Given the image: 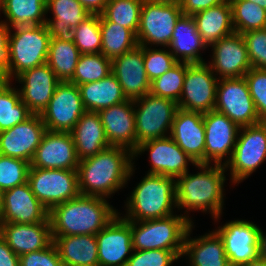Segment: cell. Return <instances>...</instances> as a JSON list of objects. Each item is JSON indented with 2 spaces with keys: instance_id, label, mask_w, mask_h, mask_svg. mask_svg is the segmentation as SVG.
Instances as JSON below:
<instances>
[{
  "instance_id": "11",
  "label": "cell",
  "mask_w": 266,
  "mask_h": 266,
  "mask_svg": "<svg viewBox=\"0 0 266 266\" xmlns=\"http://www.w3.org/2000/svg\"><path fill=\"white\" fill-rule=\"evenodd\" d=\"M214 110L225 114L239 127L262 122L257 114L245 77L218 80Z\"/></svg>"
},
{
  "instance_id": "29",
  "label": "cell",
  "mask_w": 266,
  "mask_h": 266,
  "mask_svg": "<svg viewBox=\"0 0 266 266\" xmlns=\"http://www.w3.org/2000/svg\"><path fill=\"white\" fill-rule=\"evenodd\" d=\"M70 133L79 161L110 147L98 112L86 111Z\"/></svg>"
},
{
  "instance_id": "56",
  "label": "cell",
  "mask_w": 266,
  "mask_h": 266,
  "mask_svg": "<svg viewBox=\"0 0 266 266\" xmlns=\"http://www.w3.org/2000/svg\"><path fill=\"white\" fill-rule=\"evenodd\" d=\"M151 3L179 4L181 0H144Z\"/></svg>"
},
{
  "instance_id": "5",
  "label": "cell",
  "mask_w": 266,
  "mask_h": 266,
  "mask_svg": "<svg viewBox=\"0 0 266 266\" xmlns=\"http://www.w3.org/2000/svg\"><path fill=\"white\" fill-rule=\"evenodd\" d=\"M192 225L182 214L145 221H130L133 250H170L183 252Z\"/></svg>"
},
{
  "instance_id": "16",
  "label": "cell",
  "mask_w": 266,
  "mask_h": 266,
  "mask_svg": "<svg viewBox=\"0 0 266 266\" xmlns=\"http://www.w3.org/2000/svg\"><path fill=\"white\" fill-rule=\"evenodd\" d=\"M145 151L149 152V163L151 161L148 174L177 178L189 170V164L196 165L170 136L140 143L133 152V160Z\"/></svg>"
},
{
  "instance_id": "39",
  "label": "cell",
  "mask_w": 266,
  "mask_h": 266,
  "mask_svg": "<svg viewBox=\"0 0 266 266\" xmlns=\"http://www.w3.org/2000/svg\"><path fill=\"white\" fill-rule=\"evenodd\" d=\"M112 72L111 59L102 53L80 54L75 73L69 81L77 86L96 82Z\"/></svg>"
},
{
  "instance_id": "21",
  "label": "cell",
  "mask_w": 266,
  "mask_h": 266,
  "mask_svg": "<svg viewBox=\"0 0 266 266\" xmlns=\"http://www.w3.org/2000/svg\"><path fill=\"white\" fill-rule=\"evenodd\" d=\"M45 131L41 115L32 114L14 127L0 131V154L31 162Z\"/></svg>"
},
{
  "instance_id": "54",
  "label": "cell",
  "mask_w": 266,
  "mask_h": 266,
  "mask_svg": "<svg viewBox=\"0 0 266 266\" xmlns=\"http://www.w3.org/2000/svg\"><path fill=\"white\" fill-rule=\"evenodd\" d=\"M7 72L0 68V91L10 83Z\"/></svg>"
},
{
  "instance_id": "53",
  "label": "cell",
  "mask_w": 266,
  "mask_h": 266,
  "mask_svg": "<svg viewBox=\"0 0 266 266\" xmlns=\"http://www.w3.org/2000/svg\"><path fill=\"white\" fill-rule=\"evenodd\" d=\"M260 257L266 260V233L260 230L259 235Z\"/></svg>"
},
{
  "instance_id": "58",
  "label": "cell",
  "mask_w": 266,
  "mask_h": 266,
  "mask_svg": "<svg viewBox=\"0 0 266 266\" xmlns=\"http://www.w3.org/2000/svg\"><path fill=\"white\" fill-rule=\"evenodd\" d=\"M1 210H2V192L0 191V216H1Z\"/></svg>"
},
{
  "instance_id": "2",
  "label": "cell",
  "mask_w": 266,
  "mask_h": 266,
  "mask_svg": "<svg viewBox=\"0 0 266 266\" xmlns=\"http://www.w3.org/2000/svg\"><path fill=\"white\" fill-rule=\"evenodd\" d=\"M199 172L187 171L176 178L177 209H186L182 214L192 224L189 212L202 211L211 214L214 221L221 219L224 209V184L227 170L223 165L200 163L195 165ZM190 217V218H189Z\"/></svg>"
},
{
  "instance_id": "57",
  "label": "cell",
  "mask_w": 266,
  "mask_h": 266,
  "mask_svg": "<svg viewBox=\"0 0 266 266\" xmlns=\"http://www.w3.org/2000/svg\"><path fill=\"white\" fill-rule=\"evenodd\" d=\"M247 1L255 3V4L261 6L262 8L266 9V0H247Z\"/></svg>"
},
{
  "instance_id": "38",
  "label": "cell",
  "mask_w": 266,
  "mask_h": 266,
  "mask_svg": "<svg viewBox=\"0 0 266 266\" xmlns=\"http://www.w3.org/2000/svg\"><path fill=\"white\" fill-rule=\"evenodd\" d=\"M236 33L266 28V9L247 0H229Z\"/></svg>"
},
{
  "instance_id": "10",
  "label": "cell",
  "mask_w": 266,
  "mask_h": 266,
  "mask_svg": "<svg viewBox=\"0 0 266 266\" xmlns=\"http://www.w3.org/2000/svg\"><path fill=\"white\" fill-rule=\"evenodd\" d=\"M182 15L180 4L144 1L136 33L138 45L168 48L176 23Z\"/></svg>"
},
{
  "instance_id": "47",
  "label": "cell",
  "mask_w": 266,
  "mask_h": 266,
  "mask_svg": "<svg viewBox=\"0 0 266 266\" xmlns=\"http://www.w3.org/2000/svg\"><path fill=\"white\" fill-rule=\"evenodd\" d=\"M242 36L251 66L266 69V28L247 31Z\"/></svg>"
},
{
  "instance_id": "31",
  "label": "cell",
  "mask_w": 266,
  "mask_h": 266,
  "mask_svg": "<svg viewBox=\"0 0 266 266\" xmlns=\"http://www.w3.org/2000/svg\"><path fill=\"white\" fill-rule=\"evenodd\" d=\"M205 46L211 47L221 38L235 32L229 0L192 15Z\"/></svg>"
},
{
  "instance_id": "45",
  "label": "cell",
  "mask_w": 266,
  "mask_h": 266,
  "mask_svg": "<svg viewBox=\"0 0 266 266\" xmlns=\"http://www.w3.org/2000/svg\"><path fill=\"white\" fill-rule=\"evenodd\" d=\"M183 252L170 250H133L126 266H172L182 257Z\"/></svg>"
},
{
  "instance_id": "17",
  "label": "cell",
  "mask_w": 266,
  "mask_h": 266,
  "mask_svg": "<svg viewBox=\"0 0 266 266\" xmlns=\"http://www.w3.org/2000/svg\"><path fill=\"white\" fill-rule=\"evenodd\" d=\"M95 236L99 266H126L133 252L130 221L118 212Z\"/></svg>"
},
{
  "instance_id": "4",
  "label": "cell",
  "mask_w": 266,
  "mask_h": 266,
  "mask_svg": "<svg viewBox=\"0 0 266 266\" xmlns=\"http://www.w3.org/2000/svg\"><path fill=\"white\" fill-rule=\"evenodd\" d=\"M128 221H145L164 218L174 214L176 203V178L158 174H148L134 187L126 199Z\"/></svg>"
},
{
  "instance_id": "40",
  "label": "cell",
  "mask_w": 266,
  "mask_h": 266,
  "mask_svg": "<svg viewBox=\"0 0 266 266\" xmlns=\"http://www.w3.org/2000/svg\"><path fill=\"white\" fill-rule=\"evenodd\" d=\"M144 0H108L102 15L111 22L138 31L140 13Z\"/></svg>"
},
{
  "instance_id": "12",
  "label": "cell",
  "mask_w": 266,
  "mask_h": 266,
  "mask_svg": "<svg viewBox=\"0 0 266 266\" xmlns=\"http://www.w3.org/2000/svg\"><path fill=\"white\" fill-rule=\"evenodd\" d=\"M218 78L205 63H187L181 97L177 102L178 108L207 113L214 110Z\"/></svg>"
},
{
  "instance_id": "46",
  "label": "cell",
  "mask_w": 266,
  "mask_h": 266,
  "mask_svg": "<svg viewBox=\"0 0 266 266\" xmlns=\"http://www.w3.org/2000/svg\"><path fill=\"white\" fill-rule=\"evenodd\" d=\"M244 77L259 119L266 122V69L252 67Z\"/></svg>"
},
{
  "instance_id": "32",
  "label": "cell",
  "mask_w": 266,
  "mask_h": 266,
  "mask_svg": "<svg viewBox=\"0 0 266 266\" xmlns=\"http://www.w3.org/2000/svg\"><path fill=\"white\" fill-rule=\"evenodd\" d=\"M64 266H99L95 235L52 236Z\"/></svg>"
},
{
  "instance_id": "13",
  "label": "cell",
  "mask_w": 266,
  "mask_h": 266,
  "mask_svg": "<svg viewBox=\"0 0 266 266\" xmlns=\"http://www.w3.org/2000/svg\"><path fill=\"white\" fill-rule=\"evenodd\" d=\"M85 112L79 87L67 81L57 85L41 118L48 131L70 132Z\"/></svg>"
},
{
  "instance_id": "49",
  "label": "cell",
  "mask_w": 266,
  "mask_h": 266,
  "mask_svg": "<svg viewBox=\"0 0 266 266\" xmlns=\"http://www.w3.org/2000/svg\"><path fill=\"white\" fill-rule=\"evenodd\" d=\"M10 29L11 28L1 19L0 21V68L4 69L6 72H8L10 69V48H9Z\"/></svg>"
},
{
  "instance_id": "27",
  "label": "cell",
  "mask_w": 266,
  "mask_h": 266,
  "mask_svg": "<svg viewBox=\"0 0 266 266\" xmlns=\"http://www.w3.org/2000/svg\"><path fill=\"white\" fill-rule=\"evenodd\" d=\"M193 228L194 224L187 231L182 254V257L186 256L188 259V266H231L225 253L223 239L219 234L213 230L191 238Z\"/></svg>"
},
{
  "instance_id": "25",
  "label": "cell",
  "mask_w": 266,
  "mask_h": 266,
  "mask_svg": "<svg viewBox=\"0 0 266 266\" xmlns=\"http://www.w3.org/2000/svg\"><path fill=\"white\" fill-rule=\"evenodd\" d=\"M170 137L196 164L205 163L203 113L178 108Z\"/></svg>"
},
{
  "instance_id": "52",
  "label": "cell",
  "mask_w": 266,
  "mask_h": 266,
  "mask_svg": "<svg viewBox=\"0 0 266 266\" xmlns=\"http://www.w3.org/2000/svg\"><path fill=\"white\" fill-rule=\"evenodd\" d=\"M82 6L90 13L101 15L106 7L108 0H78Z\"/></svg>"
},
{
  "instance_id": "15",
  "label": "cell",
  "mask_w": 266,
  "mask_h": 266,
  "mask_svg": "<svg viewBox=\"0 0 266 266\" xmlns=\"http://www.w3.org/2000/svg\"><path fill=\"white\" fill-rule=\"evenodd\" d=\"M205 164L225 166L230 160L240 127L225 114L211 110L203 114ZM223 161V162H222Z\"/></svg>"
},
{
  "instance_id": "6",
  "label": "cell",
  "mask_w": 266,
  "mask_h": 266,
  "mask_svg": "<svg viewBox=\"0 0 266 266\" xmlns=\"http://www.w3.org/2000/svg\"><path fill=\"white\" fill-rule=\"evenodd\" d=\"M11 29L10 69L7 74L13 82L23 72L47 63L51 37L47 24L17 26Z\"/></svg>"
},
{
  "instance_id": "36",
  "label": "cell",
  "mask_w": 266,
  "mask_h": 266,
  "mask_svg": "<svg viewBox=\"0 0 266 266\" xmlns=\"http://www.w3.org/2000/svg\"><path fill=\"white\" fill-rule=\"evenodd\" d=\"M79 57L80 52L75 43L50 40L47 64L61 82L72 79Z\"/></svg>"
},
{
  "instance_id": "35",
  "label": "cell",
  "mask_w": 266,
  "mask_h": 266,
  "mask_svg": "<svg viewBox=\"0 0 266 266\" xmlns=\"http://www.w3.org/2000/svg\"><path fill=\"white\" fill-rule=\"evenodd\" d=\"M100 30L102 34L101 53L111 60L138 46L137 36L133 31L108 21L102 14L100 15Z\"/></svg>"
},
{
  "instance_id": "37",
  "label": "cell",
  "mask_w": 266,
  "mask_h": 266,
  "mask_svg": "<svg viewBox=\"0 0 266 266\" xmlns=\"http://www.w3.org/2000/svg\"><path fill=\"white\" fill-rule=\"evenodd\" d=\"M11 84L0 91V131L12 128L32 115L22 102L18 87Z\"/></svg>"
},
{
  "instance_id": "51",
  "label": "cell",
  "mask_w": 266,
  "mask_h": 266,
  "mask_svg": "<svg viewBox=\"0 0 266 266\" xmlns=\"http://www.w3.org/2000/svg\"><path fill=\"white\" fill-rule=\"evenodd\" d=\"M0 266H19V256L8 246L0 236Z\"/></svg>"
},
{
  "instance_id": "33",
  "label": "cell",
  "mask_w": 266,
  "mask_h": 266,
  "mask_svg": "<svg viewBox=\"0 0 266 266\" xmlns=\"http://www.w3.org/2000/svg\"><path fill=\"white\" fill-rule=\"evenodd\" d=\"M78 87L86 111L99 112L127 100L120 83L112 72L101 80Z\"/></svg>"
},
{
  "instance_id": "24",
  "label": "cell",
  "mask_w": 266,
  "mask_h": 266,
  "mask_svg": "<svg viewBox=\"0 0 266 266\" xmlns=\"http://www.w3.org/2000/svg\"><path fill=\"white\" fill-rule=\"evenodd\" d=\"M101 122L110 146L136 150L134 102L126 101L100 110Z\"/></svg>"
},
{
  "instance_id": "9",
  "label": "cell",
  "mask_w": 266,
  "mask_h": 266,
  "mask_svg": "<svg viewBox=\"0 0 266 266\" xmlns=\"http://www.w3.org/2000/svg\"><path fill=\"white\" fill-rule=\"evenodd\" d=\"M27 182L48 211L80 195L77 170L30 167Z\"/></svg>"
},
{
  "instance_id": "1",
  "label": "cell",
  "mask_w": 266,
  "mask_h": 266,
  "mask_svg": "<svg viewBox=\"0 0 266 266\" xmlns=\"http://www.w3.org/2000/svg\"><path fill=\"white\" fill-rule=\"evenodd\" d=\"M134 164L130 150L114 146L79 161L80 194L110 198L130 181L136 170Z\"/></svg>"
},
{
  "instance_id": "42",
  "label": "cell",
  "mask_w": 266,
  "mask_h": 266,
  "mask_svg": "<svg viewBox=\"0 0 266 266\" xmlns=\"http://www.w3.org/2000/svg\"><path fill=\"white\" fill-rule=\"evenodd\" d=\"M73 30L75 32L74 43L80 54L101 53L100 15L91 14Z\"/></svg>"
},
{
  "instance_id": "14",
  "label": "cell",
  "mask_w": 266,
  "mask_h": 266,
  "mask_svg": "<svg viewBox=\"0 0 266 266\" xmlns=\"http://www.w3.org/2000/svg\"><path fill=\"white\" fill-rule=\"evenodd\" d=\"M261 228L250 220H232L215 231L223 239L225 253L231 266H240L260 257Z\"/></svg>"
},
{
  "instance_id": "34",
  "label": "cell",
  "mask_w": 266,
  "mask_h": 266,
  "mask_svg": "<svg viewBox=\"0 0 266 266\" xmlns=\"http://www.w3.org/2000/svg\"><path fill=\"white\" fill-rule=\"evenodd\" d=\"M46 10V0H0L3 21L10 28L46 24Z\"/></svg>"
},
{
  "instance_id": "55",
  "label": "cell",
  "mask_w": 266,
  "mask_h": 266,
  "mask_svg": "<svg viewBox=\"0 0 266 266\" xmlns=\"http://www.w3.org/2000/svg\"><path fill=\"white\" fill-rule=\"evenodd\" d=\"M240 266H266V260L259 257L255 260L248 262V263L241 264Z\"/></svg>"
},
{
  "instance_id": "50",
  "label": "cell",
  "mask_w": 266,
  "mask_h": 266,
  "mask_svg": "<svg viewBox=\"0 0 266 266\" xmlns=\"http://www.w3.org/2000/svg\"><path fill=\"white\" fill-rule=\"evenodd\" d=\"M227 1L228 0H181L179 4L183 15L192 16L199 11L223 4Z\"/></svg>"
},
{
  "instance_id": "44",
  "label": "cell",
  "mask_w": 266,
  "mask_h": 266,
  "mask_svg": "<svg viewBox=\"0 0 266 266\" xmlns=\"http://www.w3.org/2000/svg\"><path fill=\"white\" fill-rule=\"evenodd\" d=\"M143 59L148 79L153 81L172 68L178 61L174 58L169 48H152L143 46Z\"/></svg>"
},
{
  "instance_id": "23",
  "label": "cell",
  "mask_w": 266,
  "mask_h": 266,
  "mask_svg": "<svg viewBox=\"0 0 266 266\" xmlns=\"http://www.w3.org/2000/svg\"><path fill=\"white\" fill-rule=\"evenodd\" d=\"M112 73L121 85L124 96L135 100L150 93L151 82L145 71L143 46L111 60Z\"/></svg>"
},
{
  "instance_id": "3",
  "label": "cell",
  "mask_w": 266,
  "mask_h": 266,
  "mask_svg": "<svg viewBox=\"0 0 266 266\" xmlns=\"http://www.w3.org/2000/svg\"><path fill=\"white\" fill-rule=\"evenodd\" d=\"M117 214L108 199L80 194L49 211L52 236L96 235Z\"/></svg>"
},
{
  "instance_id": "19",
  "label": "cell",
  "mask_w": 266,
  "mask_h": 266,
  "mask_svg": "<svg viewBox=\"0 0 266 266\" xmlns=\"http://www.w3.org/2000/svg\"><path fill=\"white\" fill-rule=\"evenodd\" d=\"M79 160L70 132H44L30 167L43 169L77 170Z\"/></svg>"
},
{
  "instance_id": "7",
  "label": "cell",
  "mask_w": 266,
  "mask_h": 266,
  "mask_svg": "<svg viewBox=\"0 0 266 266\" xmlns=\"http://www.w3.org/2000/svg\"><path fill=\"white\" fill-rule=\"evenodd\" d=\"M266 161V122L240 127L236 145L226 170H230V182L238 185L249 178Z\"/></svg>"
},
{
  "instance_id": "30",
  "label": "cell",
  "mask_w": 266,
  "mask_h": 266,
  "mask_svg": "<svg viewBox=\"0 0 266 266\" xmlns=\"http://www.w3.org/2000/svg\"><path fill=\"white\" fill-rule=\"evenodd\" d=\"M169 50L178 62L205 63L201 51L207 47L197 31L194 19L182 15L176 23L169 45Z\"/></svg>"
},
{
  "instance_id": "41",
  "label": "cell",
  "mask_w": 266,
  "mask_h": 266,
  "mask_svg": "<svg viewBox=\"0 0 266 266\" xmlns=\"http://www.w3.org/2000/svg\"><path fill=\"white\" fill-rule=\"evenodd\" d=\"M185 74L186 62H177L163 75L151 81L150 93L178 102L181 97Z\"/></svg>"
},
{
  "instance_id": "43",
  "label": "cell",
  "mask_w": 266,
  "mask_h": 266,
  "mask_svg": "<svg viewBox=\"0 0 266 266\" xmlns=\"http://www.w3.org/2000/svg\"><path fill=\"white\" fill-rule=\"evenodd\" d=\"M30 162L0 154V191L25 184L28 180Z\"/></svg>"
},
{
  "instance_id": "26",
  "label": "cell",
  "mask_w": 266,
  "mask_h": 266,
  "mask_svg": "<svg viewBox=\"0 0 266 266\" xmlns=\"http://www.w3.org/2000/svg\"><path fill=\"white\" fill-rule=\"evenodd\" d=\"M0 236L18 256L45 249L53 243L50 221L31 224L0 223Z\"/></svg>"
},
{
  "instance_id": "48",
  "label": "cell",
  "mask_w": 266,
  "mask_h": 266,
  "mask_svg": "<svg viewBox=\"0 0 266 266\" xmlns=\"http://www.w3.org/2000/svg\"><path fill=\"white\" fill-rule=\"evenodd\" d=\"M19 266H64L54 243L45 249L19 256Z\"/></svg>"
},
{
  "instance_id": "20",
  "label": "cell",
  "mask_w": 266,
  "mask_h": 266,
  "mask_svg": "<svg viewBox=\"0 0 266 266\" xmlns=\"http://www.w3.org/2000/svg\"><path fill=\"white\" fill-rule=\"evenodd\" d=\"M50 221L49 211L37 199L28 182L2 192L0 223L31 224Z\"/></svg>"
},
{
  "instance_id": "22",
  "label": "cell",
  "mask_w": 266,
  "mask_h": 266,
  "mask_svg": "<svg viewBox=\"0 0 266 266\" xmlns=\"http://www.w3.org/2000/svg\"><path fill=\"white\" fill-rule=\"evenodd\" d=\"M15 81L21 84L18 91L22 102L32 114L41 115L61 82L45 63L20 74Z\"/></svg>"
},
{
  "instance_id": "28",
  "label": "cell",
  "mask_w": 266,
  "mask_h": 266,
  "mask_svg": "<svg viewBox=\"0 0 266 266\" xmlns=\"http://www.w3.org/2000/svg\"><path fill=\"white\" fill-rule=\"evenodd\" d=\"M47 13L52 11L53 18H46L51 39L65 42L75 40L74 28L91 14L78 0H46Z\"/></svg>"
},
{
  "instance_id": "8",
  "label": "cell",
  "mask_w": 266,
  "mask_h": 266,
  "mask_svg": "<svg viewBox=\"0 0 266 266\" xmlns=\"http://www.w3.org/2000/svg\"><path fill=\"white\" fill-rule=\"evenodd\" d=\"M136 122V148L145 141L170 136L178 104L147 93L133 100Z\"/></svg>"
},
{
  "instance_id": "18",
  "label": "cell",
  "mask_w": 266,
  "mask_h": 266,
  "mask_svg": "<svg viewBox=\"0 0 266 266\" xmlns=\"http://www.w3.org/2000/svg\"><path fill=\"white\" fill-rule=\"evenodd\" d=\"M211 48L212 59L207 64L218 79L244 77L252 68L245 40L240 33L234 32L221 38Z\"/></svg>"
}]
</instances>
